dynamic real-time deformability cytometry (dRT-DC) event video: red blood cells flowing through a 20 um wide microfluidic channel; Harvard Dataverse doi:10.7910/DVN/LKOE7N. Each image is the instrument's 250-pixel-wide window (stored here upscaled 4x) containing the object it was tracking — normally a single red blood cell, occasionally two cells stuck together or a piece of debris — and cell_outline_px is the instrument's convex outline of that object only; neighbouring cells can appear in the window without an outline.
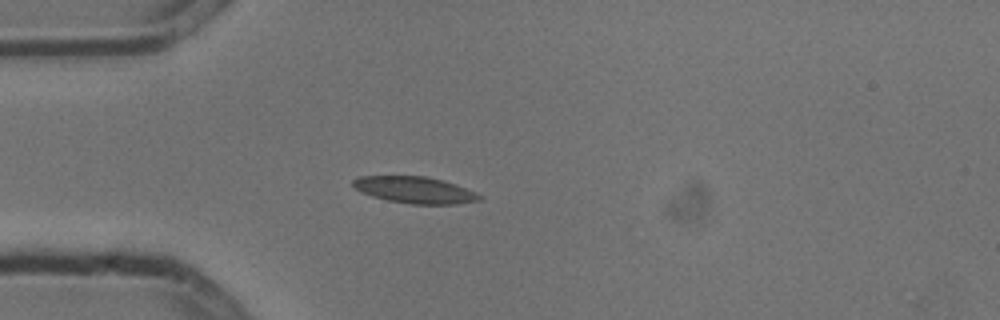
{"species": "common noctule bat (a hibernating species)", "species_latin": "Nyctalus noctula", "temperature_condition": "cold", "stored_images_in_passage": 3, "camera_frame_rate_fps": 3000, "um_per_image_px": 0.085, "animal": {"sex": "male", "body_mass_g": 13.3}, "frame": {"image": 1, "passage_image": 3, "time_ms": 0.667, "image_size_px": [1000, 320], "cell_outline_px": [[480, 200], [456, 204], [412, 204], [388, 200], [372, 196], [360, 192], [352, 184], [352, 180], [360, 176], [424, 176], [444, 180], [456, 184], [476, 192], [480, 196]], "centroid_in_image_um": [35.25, 16.14], "position_along_channel_um": 49.8, "area_um2": 19.54}}